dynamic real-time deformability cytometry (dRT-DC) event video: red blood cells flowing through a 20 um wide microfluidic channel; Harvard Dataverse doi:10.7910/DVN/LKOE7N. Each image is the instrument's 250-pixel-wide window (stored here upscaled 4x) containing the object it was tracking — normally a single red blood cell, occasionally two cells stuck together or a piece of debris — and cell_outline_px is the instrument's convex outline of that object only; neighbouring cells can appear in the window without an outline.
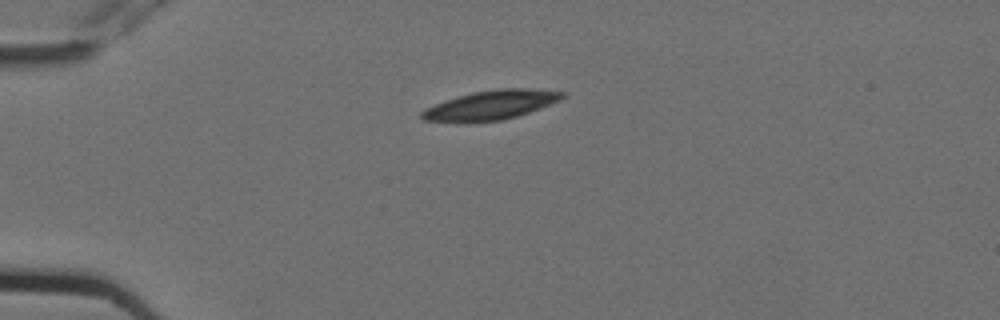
{"species": "Egyptian fruit bat (a non-hibernating species)", "species_latin": "Rousettus aegyptiacus", "temperature_condition": "cold", "stored_images_in_passage": 3, "camera_frame_rate_fps": 3000, "um_per_image_px": 0.085, "animal": {"sex": "female"}, "frame": {"image": 1, "passage_image": 1, "time_ms": 0.0, "image_size_px": [1000, 320], "cell_outline_px": [[568, 92], [560, 100], [540, 108], [504, 120], [468, 124], [464, 124], [424, 120], [420, 116], [420, 112], [424, 108], [472, 92], [496, 88], [532, 88]], "centroid_in_image_um": [41.71, 8.95], "position_along_channel_um": 43.3, "area_um2": 24.45}}
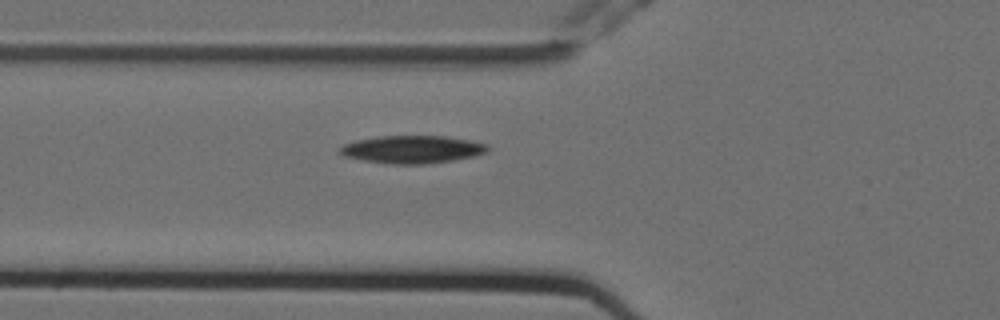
{"frame": {"image": 2, "passage_image": 3, "time_ms": 0.667, "image_size_px": [1000, 320], "cell_outline_px": [[492, 148], [488, 152], [476, 156], [452, 160], [424, 164], [392, 164], [364, 160], [344, 156], [340, 152], [340, 148], [344, 144], [356, 140], [380, 136], [444, 136], [468, 140], [488, 144]], "centroid_in_image_um": [35.1, 12.7], "position_along_channel_um": 90.7, "area_um2": 23.81}}